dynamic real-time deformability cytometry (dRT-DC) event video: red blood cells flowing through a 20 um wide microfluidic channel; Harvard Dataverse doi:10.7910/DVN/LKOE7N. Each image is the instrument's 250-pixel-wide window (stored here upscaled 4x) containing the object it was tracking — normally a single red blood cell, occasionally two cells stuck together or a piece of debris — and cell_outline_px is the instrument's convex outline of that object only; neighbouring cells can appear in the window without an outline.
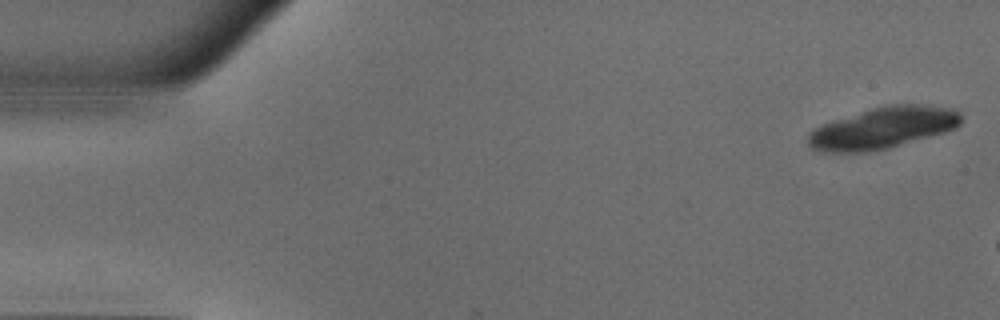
{"species": "common noctule bat (a hibernating species)", "species_latin": "Nyctalus noctula", "temperature_condition": "warm", "stored_images_in_passage": 6, "camera_frame_rate_fps": 3000, "um_per_image_px": 0.085, "animal": {"sex": "male", "body_mass_g": 18.8}, "frame": {"image": 1, "passage_image": 1, "time_ms": 0.0, "image_size_px": [1000, 320], "cell_outline_px": [[960, 124], [956, 128], [944, 132], [888, 148], [864, 152], [820, 152], [812, 148], [808, 144], [808, 132], [812, 128], [832, 120], [872, 108], [888, 104], [928, 104], [952, 108], [960, 112]], "centroid_in_image_um": [75.03, 10.86], "position_along_channel_um": 10.0, "area_um2": 37.11}}